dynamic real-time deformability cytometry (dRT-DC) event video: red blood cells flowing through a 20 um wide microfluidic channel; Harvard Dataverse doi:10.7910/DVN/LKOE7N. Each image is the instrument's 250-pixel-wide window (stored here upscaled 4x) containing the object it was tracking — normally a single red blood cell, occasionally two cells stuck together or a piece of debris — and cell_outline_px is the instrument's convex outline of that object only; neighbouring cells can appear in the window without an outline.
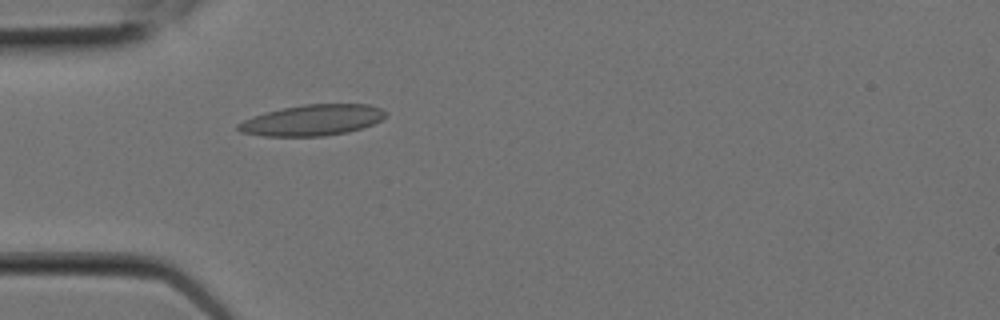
{"species": "Egyptian fruit bat (a non-hibernating species)", "species_latin": "Rousettus aegyptiacus", "temperature_condition": "room temperature", "stored_images_in_passage": 6, "camera_frame_rate_fps": 3000, "um_per_image_px": 0.085, "animal": {"sex": "female"}, "frame": {"image": 1, "passage_image": 6, "time_ms": 1.667, "image_size_px": [1000, 320], "cell_outline_px": [[388, 112], [380, 120], [372, 124], [348, 132], [324, 136], [264, 136], [240, 132], [236, 128], [236, 124], [244, 120], [268, 112], [284, 108], [304, 104], [368, 104], [380, 108]], "centroid_in_image_um": [26.55, 10.22], "position_along_channel_um": 58.4, "area_um2": 26.3}}